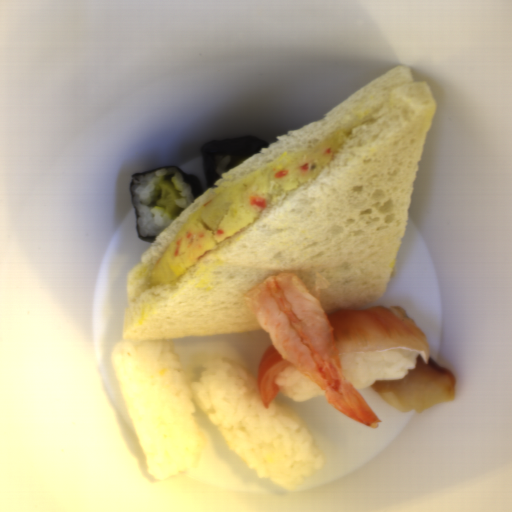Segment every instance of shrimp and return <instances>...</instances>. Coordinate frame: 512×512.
Masks as SVG:
<instances>
[{
  "mask_svg": "<svg viewBox=\"0 0 512 512\" xmlns=\"http://www.w3.org/2000/svg\"><path fill=\"white\" fill-rule=\"evenodd\" d=\"M243 301L274 349L321 390L331 407L370 428L382 420L342 371L324 307L294 273L270 276Z\"/></svg>",
  "mask_w": 512,
  "mask_h": 512,
  "instance_id": "a79e029a",
  "label": "shrimp"
}]
</instances>
